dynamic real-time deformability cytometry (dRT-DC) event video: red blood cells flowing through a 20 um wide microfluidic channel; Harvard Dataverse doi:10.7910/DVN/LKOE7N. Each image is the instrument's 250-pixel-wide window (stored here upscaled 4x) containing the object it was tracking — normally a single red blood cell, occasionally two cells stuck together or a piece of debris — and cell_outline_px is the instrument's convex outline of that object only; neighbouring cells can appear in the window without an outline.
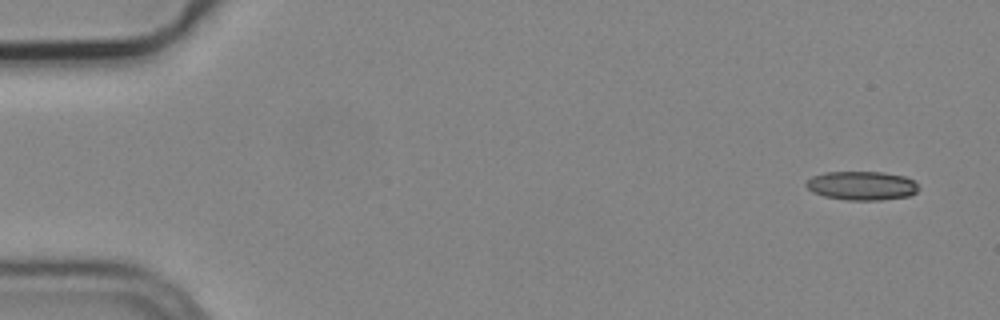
{"species": "common noctule bat (a hibernating species)", "species_latin": "Nyctalus noctula", "temperature_condition": "cold", "stored_images_in_passage": 4, "camera_frame_rate_fps": 3000, "um_per_image_px": 0.085, "animal": {"sex": "male", "body_mass_g": 19.2, "forearm_length_mm": 51.8}, "frame": {"image": 1, "passage_image": 1, "time_ms": 0.0, "image_size_px": [1000, 320], "cell_outline_px": [[920, 188], [916, 192], [908, 196], [880, 200], [848, 200], [824, 196], [812, 192], [804, 184], [812, 176], [824, 172], [884, 172], [904, 176], [916, 180]], "centroid_in_image_um": [73.27, 15.77], "position_along_channel_um": 11.7, "area_um2": 19.07}}